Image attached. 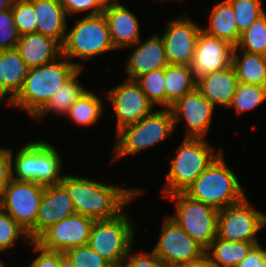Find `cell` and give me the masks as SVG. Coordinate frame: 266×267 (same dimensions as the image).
<instances>
[{
  "label": "cell",
  "mask_w": 266,
  "mask_h": 267,
  "mask_svg": "<svg viewBox=\"0 0 266 267\" xmlns=\"http://www.w3.org/2000/svg\"><path fill=\"white\" fill-rule=\"evenodd\" d=\"M60 183L67 189L76 213L93 220L117 217L131 200L144 193L140 189L107 185L75 175H64Z\"/></svg>",
  "instance_id": "obj_1"
},
{
  "label": "cell",
  "mask_w": 266,
  "mask_h": 267,
  "mask_svg": "<svg viewBox=\"0 0 266 267\" xmlns=\"http://www.w3.org/2000/svg\"><path fill=\"white\" fill-rule=\"evenodd\" d=\"M80 69V63L72 62L64 55L48 64L29 68L21 91L9 105L27 111L34 118Z\"/></svg>",
  "instance_id": "obj_2"
},
{
  "label": "cell",
  "mask_w": 266,
  "mask_h": 267,
  "mask_svg": "<svg viewBox=\"0 0 266 267\" xmlns=\"http://www.w3.org/2000/svg\"><path fill=\"white\" fill-rule=\"evenodd\" d=\"M190 198L220 210L239 203L246 195L222 152L184 192Z\"/></svg>",
  "instance_id": "obj_3"
},
{
  "label": "cell",
  "mask_w": 266,
  "mask_h": 267,
  "mask_svg": "<svg viewBox=\"0 0 266 267\" xmlns=\"http://www.w3.org/2000/svg\"><path fill=\"white\" fill-rule=\"evenodd\" d=\"M214 151V147L205 138L184 137L170 159L171 165L162 196L185 192L222 152L219 150L215 154Z\"/></svg>",
  "instance_id": "obj_4"
},
{
  "label": "cell",
  "mask_w": 266,
  "mask_h": 267,
  "mask_svg": "<svg viewBox=\"0 0 266 267\" xmlns=\"http://www.w3.org/2000/svg\"><path fill=\"white\" fill-rule=\"evenodd\" d=\"M175 126L170 108L152 111L137 123L123 127L117 132L114 160L135 155L172 136Z\"/></svg>",
  "instance_id": "obj_5"
},
{
  "label": "cell",
  "mask_w": 266,
  "mask_h": 267,
  "mask_svg": "<svg viewBox=\"0 0 266 267\" xmlns=\"http://www.w3.org/2000/svg\"><path fill=\"white\" fill-rule=\"evenodd\" d=\"M14 157L11 163L12 178L15 180L33 181L44 186L63 180L64 175L60 174L62 159L58 150L48 142L30 141Z\"/></svg>",
  "instance_id": "obj_6"
},
{
  "label": "cell",
  "mask_w": 266,
  "mask_h": 267,
  "mask_svg": "<svg viewBox=\"0 0 266 267\" xmlns=\"http://www.w3.org/2000/svg\"><path fill=\"white\" fill-rule=\"evenodd\" d=\"M128 215L123 211L112 219L94 220L91 228L88 246L112 267H122L133 247L135 229Z\"/></svg>",
  "instance_id": "obj_7"
},
{
  "label": "cell",
  "mask_w": 266,
  "mask_h": 267,
  "mask_svg": "<svg viewBox=\"0 0 266 267\" xmlns=\"http://www.w3.org/2000/svg\"><path fill=\"white\" fill-rule=\"evenodd\" d=\"M112 50L115 48L103 13L78 19L62 44V55L69 60L74 57L84 61Z\"/></svg>",
  "instance_id": "obj_8"
},
{
  "label": "cell",
  "mask_w": 266,
  "mask_h": 267,
  "mask_svg": "<svg viewBox=\"0 0 266 267\" xmlns=\"http://www.w3.org/2000/svg\"><path fill=\"white\" fill-rule=\"evenodd\" d=\"M175 202V214L169 216L193 240L205 249L217 237L218 209L201 201L194 200L184 192H178L163 198Z\"/></svg>",
  "instance_id": "obj_9"
},
{
  "label": "cell",
  "mask_w": 266,
  "mask_h": 267,
  "mask_svg": "<svg viewBox=\"0 0 266 267\" xmlns=\"http://www.w3.org/2000/svg\"><path fill=\"white\" fill-rule=\"evenodd\" d=\"M44 185L12 179L0 193V208L7 212L36 241V219Z\"/></svg>",
  "instance_id": "obj_10"
},
{
  "label": "cell",
  "mask_w": 266,
  "mask_h": 267,
  "mask_svg": "<svg viewBox=\"0 0 266 267\" xmlns=\"http://www.w3.org/2000/svg\"><path fill=\"white\" fill-rule=\"evenodd\" d=\"M266 226V214L256 211L247 196L218 211L217 237L229 241L259 242L256 235Z\"/></svg>",
  "instance_id": "obj_11"
},
{
  "label": "cell",
  "mask_w": 266,
  "mask_h": 267,
  "mask_svg": "<svg viewBox=\"0 0 266 267\" xmlns=\"http://www.w3.org/2000/svg\"><path fill=\"white\" fill-rule=\"evenodd\" d=\"M152 250L166 265L173 267L201 258L205 248L193 240L174 220L166 217Z\"/></svg>",
  "instance_id": "obj_12"
},
{
  "label": "cell",
  "mask_w": 266,
  "mask_h": 267,
  "mask_svg": "<svg viewBox=\"0 0 266 267\" xmlns=\"http://www.w3.org/2000/svg\"><path fill=\"white\" fill-rule=\"evenodd\" d=\"M105 92L117 118L116 132L125 126L137 123L155 107L133 80L125 79L124 82Z\"/></svg>",
  "instance_id": "obj_13"
},
{
  "label": "cell",
  "mask_w": 266,
  "mask_h": 267,
  "mask_svg": "<svg viewBox=\"0 0 266 267\" xmlns=\"http://www.w3.org/2000/svg\"><path fill=\"white\" fill-rule=\"evenodd\" d=\"M166 25L161 37L168 64L191 65L196 41L203 28L185 14L168 21Z\"/></svg>",
  "instance_id": "obj_14"
},
{
  "label": "cell",
  "mask_w": 266,
  "mask_h": 267,
  "mask_svg": "<svg viewBox=\"0 0 266 267\" xmlns=\"http://www.w3.org/2000/svg\"><path fill=\"white\" fill-rule=\"evenodd\" d=\"M215 105L206 99L197 89L177 99L170 107L174 126L182 118L186 121V135L191 138H205L211 125Z\"/></svg>",
  "instance_id": "obj_15"
},
{
  "label": "cell",
  "mask_w": 266,
  "mask_h": 267,
  "mask_svg": "<svg viewBox=\"0 0 266 267\" xmlns=\"http://www.w3.org/2000/svg\"><path fill=\"white\" fill-rule=\"evenodd\" d=\"M93 223L92 218L75 213L55 223L36 242L45 249L60 252L88 245Z\"/></svg>",
  "instance_id": "obj_16"
},
{
  "label": "cell",
  "mask_w": 266,
  "mask_h": 267,
  "mask_svg": "<svg viewBox=\"0 0 266 267\" xmlns=\"http://www.w3.org/2000/svg\"><path fill=\"white\" fill-rule=\"evenodd\" d=\"M234 46L225 40L201 30L197 41L191 69L196 78L225 69L232 65Z\"/></svg>",
  "instance_id": "obj_17"
},
{
  "label": "cell",
  "mask_w": 266,
  "mask_h": 267,
  "mask_svg": "<svg viewBox=\"0 0 266 267\" xmlns=\"http://www.w3.org/2000/svg\"><path fill=\"white\" fill-rule=\"evenodd\" d=\"M75 213L72 199L61 183L44 186L36 219V240L55 223Z\"/></svg>",
  "instance_id": "obj_18"
},
{
  "label": "cell",
  "mask_w": 266,
  "mask_h": 267,
  "mask_svg": "<svg viewBox=\"0 0 266 267\" xmlns=\"http://www.w3.org/2000/svg\"><path fill=\"white\" fill-rule=\"evenodd\" d=\"M134 45L135 48L126 58L125 64L129 80L135 81L142 75L169 65L166 60L164 43L159 34L155 33L145 42L140 39Z\"/></svg>",
  "instance_id": "obj_19"
},
{
  "label": "cell",
  "mask_w": 266,
  "mask_h": 267,
  "mask_svg": "<svg viewBox=\"0 0 266 267\" xmlns=\"http://www.w3.org/2000/svg\"><path fill=\"white\" fill-rule=\"evenodd\" d=\"M103 14L115 49L133 47L141 39L138 18L120 2L107 3Z\"/></svg>",
  "instance_id": "obj_20"
},
{
  "label": "cell",
  "mask_w": 266,
  "mask_h": 267,
  "mask_svg": "<svg viewBox=\"0 0 266 267\" xmlns=\"http://www.w3.org/2000/svg\"><path fill=\"white\" fill-rule=\"evenodd\" d=\"M233 65L197 78L196 89L215 106L225 109L231 104L238 85Z\"/></svg>",
  "instance_id": "obj_21"
},
{
  "label": "cell",
  "mask_w": 266,
  "mask_h": 267,
  "mask_svg": "<svg viewBox=\"0 0 266 267\" xmlns=\"http://www.w3.org/2000/svg\"><path fill=\"white\" fill-rule=\"evenodd\" d=\"M16 49L28 68L48 64L62 55V45L57 40L38 32L21 35Z\"/></svg>",
  "instance_id": "obj_22"
},
{
  "label": "cell",
  "mask_w": 266,
  "mask_h": 267,
  "mask_svg": "<svg viewBox=\"0 0 266 267\" xmlns=\"http://www.w3.org/2000/svg\"><path fill=\"white\" fill-rule=\"evenodd\" d=\"M37 32L50 36L61 45L67 32V15L60 0H33Z\"/></svg>",
  "instance_id": "obj_23"
},
{
  "label": "cell",
  "mask_w": 266,
  "mask_h": 267,
  "mask_svg": "<svg viewBox=\"0 0 266 267\" xmlns=\"http://www.w3.org/2000/svg\"><path fill=\"white\" fill-rule=\"evenodd\" d=\"M208 16L209 27L202 30L236 47L241 35L238 33L235 13L231 3L228 0L216 3Z\"/></svg>",
  "instance_id": "obj_24"
},
{
  "label": "cell",
  "mask_w": 266,
  "mask_h": 267,
  "mask_svg": "<svg viewBox=\"0 0 266 267\" xmlns=\"http://www.w3.org/2000/svg\"><path fill=\"white\" fill-rule=\"evenodd\" d=\"M197 78L190 65L169 64L164 68L166 108L185 94L196 89Z\"/></svg>",
  "instance_id": "obj_25"
},
{
  "label": "cell",
  "mask_w": 266,
  "mask_h": 267,
  "mask_svg": "<svg viewBox=\"0 0 266 267\" xmlns=\"http://www.w3.org/2000/svg\"><path fill=\"white\" fill-rule=\"evenodd\" d=\"M257 243L259 242L229 241L216 237L206 248L205 254L216 267H236Z\"/></svg>",
  "instance_id": "obj_26"
},
{
  "label": "cell",
  "mask_w": 266,
  "mask_h": 267,
  "mask_svg": "<svg viewBox=\"0 0 266 267\" xmlns=\"http://www.w3.org/2000/svg\"><path fill=\"white\" fill-rule=\"evenodd\" d=\"M28 69L16 48L3 50L4 99L9 96L8 104L21 91Z\"/></svg>",
  "instance_id": "obj_27"
},
{
  "label": "cell",
  "mask_w": 266,
  "mask_h": 267,
  "mask_svg": "<svg viewBox=\"0 0 266 267\" xmlns=\"http://www.w3.org/2000/svg\"><path fill=\"white\" fill-rule=\"evenodd\" d=\"M239 56L238 48L234 47L232 65L235 68L238 82L266 86V57L242 51Z\"/></svg>",
  "instance_id": "obj_28"
},
{
  "label": "cell",
  "mask_w": 266,
  "mask_h": 267,
  "mask_svg": "<svg viewBox=\"0 0 266 267\" xmlns=\"http://www.w3.org/2000/svg\"><path fill=\"white\" fill-rule=\"evenodd\" d=\"M80 69L69 81L57 90L45 107L34 117L42 119L48 112L66 116L72 104L78 100L86 89L77 82V77L81 74Z\"/></svg>",
  "instance_id": "obj_29"
},
{
  "label": "cell",
  "mask_w": 266,
  "mask_h": 267,
  "mask_svg": "<svg viewBox=\"0 0 266 267\" xmlns=\"http://www.w3.org/2000/svg\"><path fill=\"white\" fill-rule=\"evenodd\" d=\"M103 103L94 92L86 90L70 107L67 117L80 126L95 124L103 113Z\"/></svg>",
  "instance_id": "obj_30"
},
{
  "label": "cell",
  "mask_w": 266,
  "mask_h": 267,
  "mask_svg": "<svg viewBox=\"0 0 266 267\" xmlns=\"http://www.w3.org/2000/svg\"><path fill=\"white\" fill-rule=\"evenodd\" d=\"M266 100V86L239 82L231 104L227 109H236L237 114L252 110Z\"/></svg>",
  "instance_id": "obj_31"
},
{
  "label": "cell",
  "mask_w": 266,
  "mask_h": 267,
  "mask_svg": "<svg viewBox=\"0 0 266 267\" xmlns=\"http://www.w3.org/2000/svg\"><path fill=\"white\" fill-rule=\"evenodd\" d=\"M236 47L241 51L266 57V12L241 34Z\"/></svg>",
  "instance_id": "obj_32"
},
{
  "label": "cell",
  "mask_w": 266,
  "mask_h": 267,
  "mask_svg": "<svg viewBox=\"0 0 266 267\" xmlns=\"http://www.w3.org/2000/svg\"><path fill=\"white\" fill-rule=\"evenodd\" d=\"M135 82L139 85L147 99L155 106L166 108V92L164 87V68L156 69L138 77Z\"/></svg>",
  "instance_id": "obj_33"
},
{
  "label": "cell",
  "mask_w": 266,
  "mask_h": 267,
  "mask_svg": "<svg viewBox=\"0 0 266 267\" xmlns=\"http://www.w3.org/2000/svg\"><path fill=\"white\" fill-rule=\"evenodd\" d=\"M235 13L238 33L241 35L248 27L265 13L262 0H228Z\"/></svg>",
  "instance_id": "obj_34"
},
{
  "label": "cell",
  "mask_w": 266,
  "mask_h": 267,
  "mask_svg": "<svg viewBox=\"0 0 266 267\" xmlns=\"http://www.w3.org/2000/svg\"><path fill=\"white\" fill-rule=\"evenodd\" d=\"M12 14L21 35L37 32L33 0H13Z\"/></svg>",
  "instance_id": "obj_35"
},
{
  "label": "cell",
  "mask_w": 266,
  "mask_h": 267,
  "mask_svg": "<svg viewBox=\"0 0 266 267\" xmlns=\"http://www.w3.org/2000/svg\"><path fill=\"white\" fill-rule=\"evenodd\" d=\"M21 236L24 241H31L28 233L0 208V252L11 249Z\"/></svg>",
  "instance_id": "obj_36"
},
{
  "label": "cell",
  "mask_w": 266,
  "mask_h": 267,
  "mask_svg": "<svg viewBox=\"0 0 266 267\" xmlns=\"http://www.w3.org/2000/svg\"><path fill=\"white\" fill-rule=\"evenodd\" d=\"M75 267H112L88 245L72 247L64 252Z\"/></svg>",
  "instance_id": "obj_37"
},
{
  "label": "cell",
  "mask_w": 266,
  "mask_h": 267,
  "mask_svg": "<svg viewBox=\"0 0 266 267\" xmlns=\"http://www.w3.org/2000/svg\"><path fill=\"white\" fill-rule=\"evenodd\" d=\"M20 36L12 9L0 12V50L16 48Z\"/></svg>",
  "instance_id": "obj_38"
},
{
  "label": "cell",
  "mask_w": 266,
  "mask_h": 267,
  "mask_svg": "<svg viewBox=\"0 0 266 267\" xmlns=\"http://www.w3.org/2000/svg\"><path fill=\"white\" fill-rule=\"evenodd\" d=\"M60 2L68 16L79 12H86L87 10L90 12H87L86 16L99 15L103 13L107 4L104 0H60Z\"/></svg>",
  "instance_id": "obj_39"
},
{
  "label": "cell",
  "mask_w": 266,
  "mask_h": 267,
  "mask_svg": "<svg viewBox=\"0 0 266 267\" xmlns=\"http://www.w3.org/2000/svg\"><path fill=\"white\" fill-rule=\"evenodd\" d=\"M131 248L123 262L122 267H166L164 262L153 252L141 250L137 254H131Z\"/></svg>",
  "instance_id": "obj_40"
},
{
  "label": "cell",
  "mask_w": 266,
  "mask_h": 267,
  "mask_svg": "<svg viewBox=\"0 0 266 267\" xmlns=\"http://www.w3.org/2000/svg\"><path fill=\"white\" fill-rule=\"evenodd\" d=\"M29 245H33V250L38 252L37 258H35L29 267H59L60 265V251H52L43 248L36 241L28 242Z\"/></svg>",
  "instance_id": "obj_41"
},
{
  "label": "cell",
  "mask_w": 266,
  "mask_h": 267,
  "mask_svg": "<svg viewBox=\"0 0 266 267\" xmlns=\"http://www.w3.org/2000/svg\"><path fill=\"white\" fill-rule=\"evenodd\" d=\"M13 152L0 147V193L8 186L12 178Z\"/></svg>",
  "instance_id": "obj_42"
},
{
  "label": "cell",
  "mask_w": 266,
  "mask_h": 267,
  "mask_svg": "<svg viewBox=\"0 0 266 267\" xmlns=\"http://www.w3.org/2000/svg\"><path fill=\"white\" fill-rule=\"evenodd\" d=\"M260 244H255L236 267H266V249Z\"/></svg>",
  "instance_id": "obj_43"
},
{
  "label": "cell",
  "mask_w": 266,
  "mask_h": 267,
  "mask_svg": "<svg viewBox=\"0 0 266 267\" xmlns=\"http://www.w3.org/2000/svg\"><path fill=\"white\" fill-rule=\"evenodd\" d=\"M173 267H216L211 259L204 254L201 258L189 263L179 264Z\"/></svg>",
  "instance_id": "obj_44"
},
{
  "label": "cell",
  "mask_w": 266,
  "mask_h": 267,
  "mask_svg": "<svg viewBox=\"0 0 266 267\" xmlns=\"http://www.w3.org/2000/svg\"><path fill=\"white\" fill-rule=\"evenodd\" d=\"M0 100H4V80H3V50H0Z\"/></svg>",
  "instance_id": "obj_45"
},
{
  "label": "cell",
  "mask_w": 266,
  "mask_h": 267,
  "mask_svg": "<svg viewBox=\"0 0 266 267\" xmlns=\"http://www.w3.org/2000/svg\"><path fill=\"white\" fill-rule=\"evenodd\" d=\"M59 267H75V266H74V263L70 260V258L64 252H60Z\"/></svg>",
  "instance_id": "obj_46"
},
{
  "label": "cell",
  "mask_w": 266,
  "mask_h": 267,
  "mask_svg": "<svg viewBox=\"0 0 266 267\" xmlns=\"http://www.w3.org/2000/svg\"><path fill=\"white\" fill-rule=\"evenodd\" d=\"M13 0H0V12L11 8Z\"/></svg>",
  "instance_id": "obj_47"
},
{
  "label": "cell",
  "mask_w": 266,
  "mask_h": 267,
  "mask_svg": "<svg viewBox=\"0 0 266 267\" xmlns=\"http://www.w3.org/2000/svg\"><path fill=\"white\" fill-rule=\"evenodd\" d=\"M106 3H110V2H118V0H104Z\"/></svg>",
  "instance_id": "obj_48"
},
{
  "label": "cell",
  "mask_w": 266,
  "mask_h": 267,
  "mask_svg": "<svg viewBox=\"0 0 266 267\" xmlns=\"http://www.w3.org/2000/svg\"><path fill=\"white\" fill-rule=\"evenodd\" d=\"M0 267H5V265L3 264L1 260H0Z\"/></svg>",
  "instance_id": "obj_49"
}]
</instances>
